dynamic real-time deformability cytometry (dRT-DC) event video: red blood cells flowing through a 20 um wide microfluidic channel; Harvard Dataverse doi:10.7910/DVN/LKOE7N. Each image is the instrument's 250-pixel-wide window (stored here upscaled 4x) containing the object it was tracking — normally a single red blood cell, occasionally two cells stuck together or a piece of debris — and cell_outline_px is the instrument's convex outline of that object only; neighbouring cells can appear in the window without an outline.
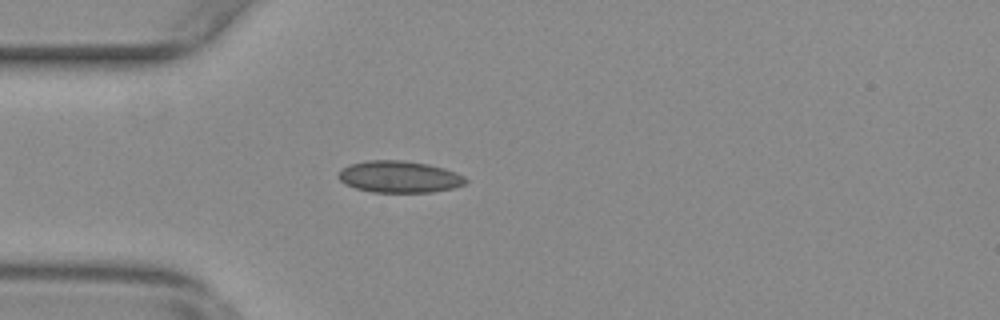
{"species": "common noctule bat (a hibernating species)", "species_latin": "Nyctalus noctula", "temperature_condition": "warm", "stored_images_in_passage": 46, "camera_frame_rate_fps": 3000, "um_per_image_px": 0.085, "animal": {"sex": "female", "body_mass_g": 29.2, "forearm_length_mm": 56.3}, "frame": {"image": 1, "passage_image": 7, "time_ms": 2.0, "image_size_px": [1000, 320], "cell_outline_px": [[468, 180], [464, 184], [452, 188], [432, 192], [372, 192], [356, 188], [344, 184], [336, 176], [344, 168], [352, 164], [368, 160], [404, 160], [428, 164], [444, 168], [456, 172], [464, 176]], "centroid_in_image_um": [33.95, 15.03], "position_along_channel_um": 51.0, "area_um2": 23.47}}
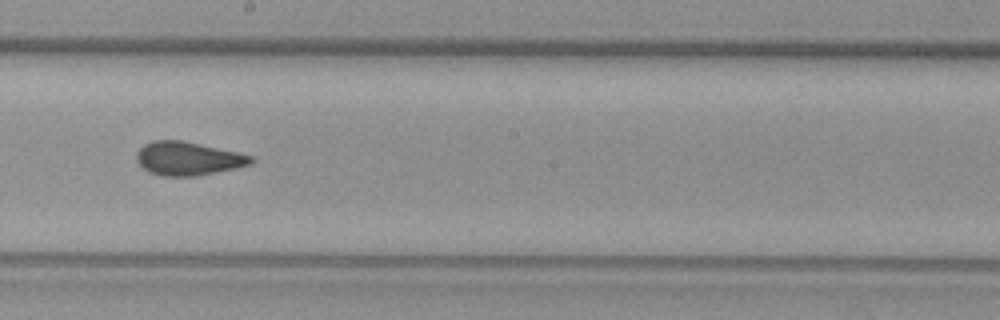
{"frame": {"image": 2, "passage_image": 22, "time_ms": 7.0, "image_size_px": [1000, 320], "cell_outline_px": [[256, 160], [252, 164], [236, 168], [196, 176], [164, 176], [148, 172], [136, 160], [136, 152], [144, 144], [152, 140], [180, 140], [200, 144], [236, 152], [252, 156]], "centroid_in_image_um": [15.97, 13.48], "position_along_channel_um": 232.2, "area_um2": 22.31}}
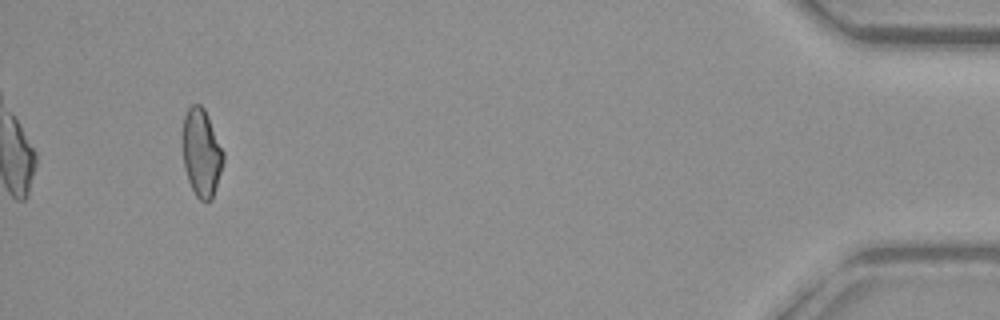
{"frame": {"image": 3, "passage_image": 43, "time_ms": 14.0, "image_size_px": [1000, 320], "cell_outline_px": [[224, 160], [212, 200], [200, 200], [196, 196], [188, 180], [184, 168], [180, 140], [180, 136], [184, 116], [188, 108], [192, 104], [200, 104], [204, 108], [224, 152]], "centroid_in_image_um": [17.08, 12.95], "position_along_channel_um": 418.1, "area_um2": 21.21}, "authors_computed_cell_mechanics": {"area_um2": 22.0796, "velocity_mm_per_s": 3.7935, "shape_relaxation_time_tau1_ms": null, "shape_relaxation_time_tau2_ms": 1.6051, "deformation_change_tau1": null, "deformation_change_tau2": 0.0578}}